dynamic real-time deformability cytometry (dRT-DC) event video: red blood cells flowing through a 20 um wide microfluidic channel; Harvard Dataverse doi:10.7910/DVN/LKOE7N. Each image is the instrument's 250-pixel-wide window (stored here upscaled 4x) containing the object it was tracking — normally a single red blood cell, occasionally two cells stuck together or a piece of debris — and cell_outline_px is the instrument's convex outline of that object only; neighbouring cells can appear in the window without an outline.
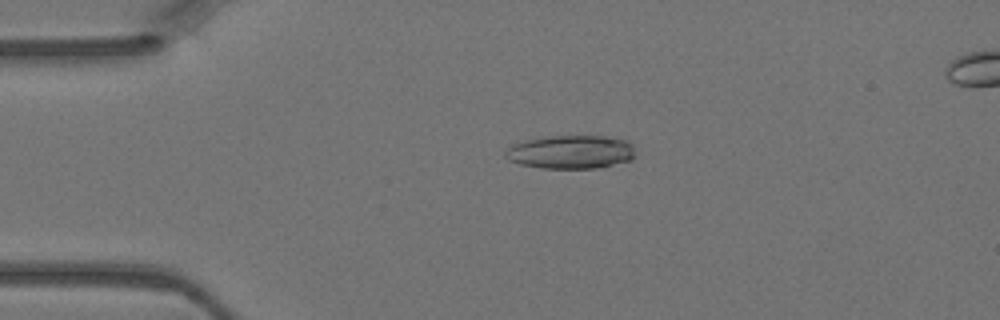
{"species": "Egyptian fruit bat (a non-hibernating species)", "species_latin": "Rousettus aegyptiacus", "temperature_condition": "warm", "stored_images_in_passage": 3, "camera_frame_rate_fps": 3000, "um_per_image_px": 0.085, "animal": {"sex": "female"}, "frame": {"image": 1, "passage_image": 2, "time_ms": 0.333, "image_size_px": [1000, 320], "cell_outline_px": [[636, 156], [632, 160], [604, 168], [540, 168], [520, 164], [508, 160], [504, 156], [504, 152], [512, 144], [524, 140], [548, 136], [604, 136], [624, 140], [632, 144], [636, 152]], "centroid_in_image_um": [48.54, 12.93], "position_along_channel_um": 36.5, "area_um2": 25.78}}